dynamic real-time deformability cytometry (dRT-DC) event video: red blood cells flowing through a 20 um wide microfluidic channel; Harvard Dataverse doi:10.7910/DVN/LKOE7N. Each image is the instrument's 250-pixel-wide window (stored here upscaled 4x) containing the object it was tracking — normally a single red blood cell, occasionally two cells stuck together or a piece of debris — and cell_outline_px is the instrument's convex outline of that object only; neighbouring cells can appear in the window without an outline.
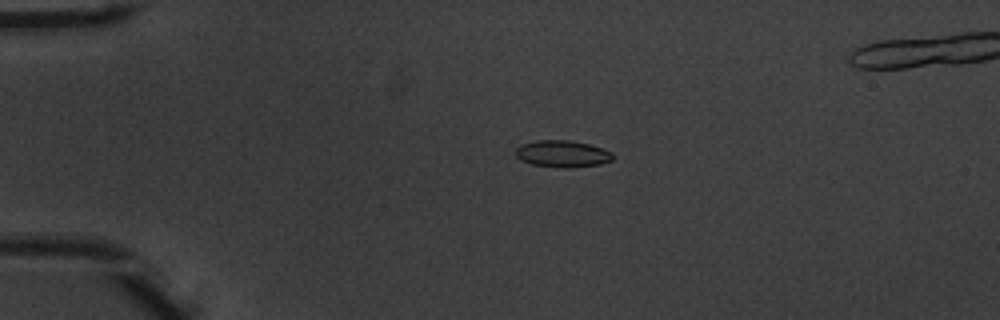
{"species": "common noctule bat (a hibernating species)", "species_latin": "Nyctalus noctula", "temperature_condition": "warm", "stored_images_in_passage": 53, "segment_of_instrument_passage": [1, 2], "camera_frame_rate_fps": 3000, "um_per_image_px": 0.085, "animal": {"sex": "male", "body_mass_g": 20.1, "forearm_length_mm": 53.5}, "frame": {"image": 1, "passage_image": 12, "time_ms": 3.667, "image_size_px": [1000, 320], "cell_outline_px": [[612, 160], [600, 164], [572, 168], [560, 168], [532, 164], [520, 160], [516, 156], [516, 148], [520, 144], [536, 140], [572, 140], [588, 144], [612, 152]], "centroid_in_image_um": [47.77, 13.07], "position_along_channel_um": 37.2, "area_um2": 15.26}}
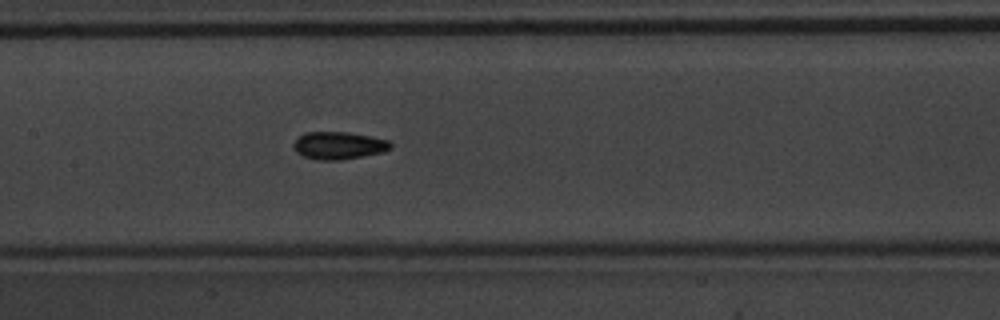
{"frame": {"image": 2, "passage_image": 26, "time_ms": 8.333, "image_size_px": [1000, 320], "cell_outline_px": [[392, 148], [380, 152], [364, 156], [340, 160], [320, 160], [304, 156], [296, 152], [292, 148], [292, 144], [304, 132], [348, 132], [372, 136], [388, 140], [392, 144]], "centroid_in_image_um": [28.78, 12.36], "position_along_channel_um": 178.6, "area_um2": 15.61}}
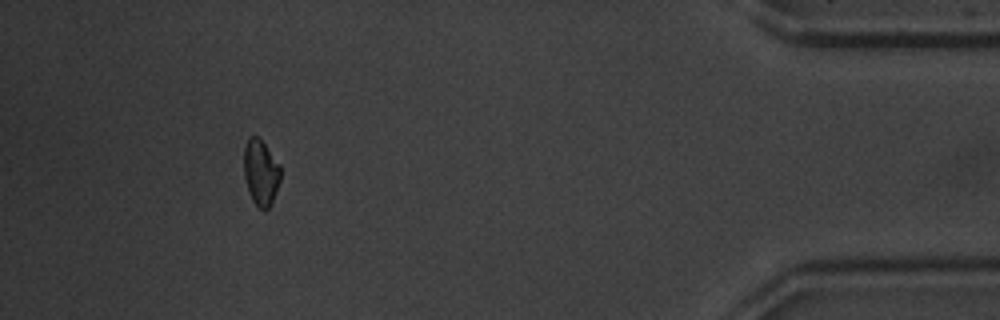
{"frame": {"image": 3, "passage_image": 48, "time_ms": 15.667, "image_size_px": [1000, 320], "cell_outline_px": [[280, 180], [272, 204], [264, 212], [252, 200], [248, 192], [244, 176], [244, 148], [248, 136], [256, 136], [264, 144], [280, 164]], "centroid_in_image_um": [22.16, 14.69], "position_along_channel_um": 413.0, "area_um2": 14.1}}